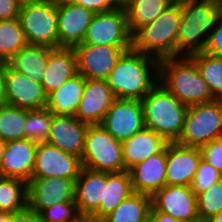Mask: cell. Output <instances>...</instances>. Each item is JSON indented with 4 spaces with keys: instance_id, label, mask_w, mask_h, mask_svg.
<instances>
[{
    "instance_id": "cell-32",
    "label": "cell",
    "mask_w": 222,
    "mask_h": 222,
    "mask_svg": "<svg viewBox=\"0 0 222 222\" xmlns=\"http://www.w3.org/2000/svg\"><path fill=\"white\" fill-rule=\"evenodd\" d=\"M189 57L196 63L212 96L216 100H222V58L205 52L196 53Z\"/></svg>"
},
{
    "instance_id": "cell-1",
    "label": "cell",
    "mask_w": 222,
    "mask_h": 222,
    "mask_svg": "<svg viewBox=\"0 0 222 222\" xmlns=\"http://www.w3.org/2000/svg\"><path fill=\"white\" fill-rule=\"evenodd\" d=\"M106 81L117 99L141 101L159 82V60L131 48L120 57Z\"/></svg>"
},
{
    "instance_id": "cell-12",
    "label": "cell",
    "mask_w": 222,
    "mask_h": 222,
    "mask_svg": "<svg viewBox=\"0 0 222 222\" xmlns=\"http://www.w3.org/2000/svg\"><path fill=\"white\" fill-rule=\"evenodd\" d=\"M76 179L61 177L31 178L28 182L27 206L40 213L60 202H75Z\"/></svg>"
},
{
    "instance_id": "cell-37",
    "label": "cell",
    "mask_w": 222,
    "mask_h": 222,
    "mask_svg": "<svg viewBox=\"0 0 222 222\" xmlns=\"http://www.w3.org/2000/svg\"><path fill=\"white\" fill-rule=\"evenodd\" d=\"M222 179V174L210 163L201 158L196 174L191 183V189L196 196Z\"/></svg>"
},
{
    "instance_id": "cell-7",
    "label": "cell",
    "mask_w": 222,
    "mask_h": 222,
    "mask_svg": "<svg viewBox=\"0 0 222 222\" xmlns=\"http://www.w3.org/2000/svg\"><path fill=\"white\" fill-rule=\"evenodd\" d=\"M222 137V100L188 106L184 129L178 144L201 148Z\"/></svg>"
},
{
    "instance_id": "cell-25",
    "label": "cell",
    "mask_w": 222,
    "mask_h": 222,
    "mask_svg": "<svg viewBox=\"0 0 222 222\" xmlns=\"http://www.w3.org/2000/svg\"><path fill=\"white\" fill-rule=\"evenodd\" d=\"M132 193L134 191L128 170L104 172V200L101 201L99 208L90 217L101 222Z\"/></svg>"
},
{
    "instance_id": "cell-14",
    "label": "cell",
    "mask_w": 222,
    "mask_h": 222,
    "mask_svg": "<svg viewBox=\"0 0 222 222\" xmlns=\"http://www.w3.org/2000/svg\"><path fill=\"white\" fill-rule=\"evenodd\" d=\"M152 206L182 222H200L197 196L191 186L165 185L152 196Z\"/></svg>"
},
{
    "instance_id": "cell-46",
    "label": "cell",
    "mask_w": 222,
    "mask_h": 222,
    "mask_svg": "<svg viewBox=\"0 0 222 222\" xmlns=\"http://www.w3.org/2000/svg\"><path fill=\"white\" fill-rule=\"evenodd\" d=\"M10 221V213L0 211V222H9Z\"/></svg>"
},
{
    "instance_id": "cell-29",
    "label": "cell",
    "mask_w": 222,
    "mask_h": 222,
    "mask_svg": "<svg viewBox=\"0 0 222 222\" xmlns=\"http://www.w3.org/2000/svg\"><path fill=\"white\" fill-rule=\"evenodd\" d=\"M152 208V196L132 193L101 222H149Z\"/></svg>"
},
{
    "instance_id": "cell-21",
    "label": "cell",
    "mask_w": 222,
    "mask_h": 222,
    "mask_svg": "<svg viewBox=\"0 0 222 222\" xmlns=\"http://www.w3.org/2000/svg\"><path fill=\"white\" fill-rule=\"evenodd\" d=\"M133 191L153 196L166 185V148L129 170Z\"/></svg>"
},
{
    "instance_id": "cell-13",
    "label": "cell",
    "mask_w": 222,
    "mask_h": 222,
    "mask_svg": "<svg viewBox=\"0 0 222 222\" xmlns=\"http://www.w3.org/2000/svg\"><path fill=\"white\" fill-rule=\"evenodd\" d=\"M82 169L81 158L45 142L36 151L32 178L61 177L77 179Z\"/></svg>"
},
{
    "instance_id": "cell-31",
    "label": "cell",
    "mask_w": 222,
    "mask_h": 222,
    "mask_svg": "<svg viewBox=\"0 0 222 222\" xmlns=\"http://www.w3.org/2000/svg\"><path fill=\"white\" fill-rule=\"evenodd\" d=\"M27 44L18 18L0 21V62L8 63Z\"/></svg>"
},
{
    "instance_id": "cell-48",
    "label": "cell",
    "mask_w": 222,
    "mask_h": 222,
    "mask_svg": "<svg viewBox=\"0 0 222 222\" xmlns=\"http://www.w3.org/2000/svg\"><path fill=\"white\" fill-rule=\"evenodd\" d=\"M208 222H222V210L216 214L212 219H210Z\"/></svg>"
},
{
    "instance_id": "cell-47",
    "label": "cell",
    "mask_w": 222,
    "mask_h": 222,
    "mask_svg": "<svg viewBox=\"0 0 222 222\" xmlns=\"http://www.w3.org/2000/svg\"><path fill=\"white\" fill-rule=\"evenodd\" d=\"M6 143L7 142L0 137V164L2 162V157L4 154V149H5Z\"/></svg>"
},
{
    "instance_id": "cell-8",
    "label": "cell",
    "mask_w": 222,
    "mask_h": 222,
    "mask_svg": "<svg viewBox=\"0 0 222 222\" xmlns=\"http://www.w3.org/2000/svg\"><path fill=\"white\" fill-rule=\"evenodd\" d=\"M18 19L28 44L58 48L57 0L21 7Z\"/></svg>"
},
{
    "instance_id": "cell-6",
    "label": "cell",
    "mask_w": 222,
    "mask_h": 222,
    "mask_svg": "<svg viewBox=\"0 0 222 222\" xmlns=\"http://www.w3.org/2000/svg\"><path fill=\"white\" fill-rule=\"evenodd\" d=\"M82 167L102 172L125 171L122 142L115 139L102 125H89L85 134Z\"/></svg>"
},
{
    "instance_id": "cell-44",
    "label": "cell",
    "mask_w": 222,
    "mask_h": 222,
    "mask_svg": "<svg viewBox=\"0 0 222 222\" xmlns=\"http://www.w3.org/2000/svg\"><path fill=\"white\" fill-rule=\"evenodd\" d=\"M149 222H182L175 219L173 216L158 212L153 206L149 215Z\"/></svg>"
},
{
    "instance_id": "cell-33",
    "label": "cell",
    "mask_w": 222,
    "mask_h": 222,
    "mask_svg": "<svg viewBox=\"0 0 222 222\" xmlns=\"http://www.w3.org/2000/svg\"><path fill=\"white\" fill-rule=\"evenodd\" d=\"M27 109L10 104L0 106V137L6 142L26 139Z\"/></svg>"
},
{
    "instance_id": "cell-39",
    "label": "cell",
    "mask_w": 222,
    "mask_h": 222,
    "mask_svg": "<svg viewBox=\"0 0 222 222\" xmlns=\"http://www.w3.org/2000/svg\"><path fill=\"white\" fill-rule=\"evenodd\" d=\"M203 52L222 58V15L211 31Z\"/></svg>"
},
{
    "instance_id": "cell-41",
    "label": "cell",
    "mask_w": 222,
    "mask_h": 222,
    "mask_svg": "<svg viewBox=\"0 0 222 222\" xmlns=\"http://www.w3.org/2000/svg\"><path fill=\"white\" fill-rule=\"evenodd\" d=\"M20 9L16 0H0V21L18 18Z\"/></svg>"
},
{
    "instance_id": "cell-30",
    "label": "cell",
    "mask_w": 222,
    "mask_h": 222,
    "mask_svg": "<svg viewBox=\"0 0 222 222\" xmlns=\"http://www.w3.org/2000/svg\"><path fill=\"white\" fill-rule=\"evenodd\" d=\"M28 183L19 178L0 176V211L15 213L27 207Z\"/></svg>"
},
{
    "instance_id": "cell-2",
    "label": "cell",
    "mask_w": 222,
    "mask_h": 222,
    "mask_svg": "<svg viewBox=\"0 0 222 222\" xmlns=\"http://www.w3.org/2000/svg\"><path fill=\"white\" fill-rule=\"evenodd\" d=\"M182 18L177 38V57L203 52L211 31L222 15V0H179Z\"/></svg>"
},
{
    "instance_id": "cell-11",
    "label": "cell",
    "mask_w": 222,
    "mask_h": 222,
    "mask_svg": "<svg viewBox=\"0 0 222 222\" xmlns=\"http://www.w3.org/2000/svg\"><path fill=\"white\" fill-rule=\"evenodd\" d=\"M100 125L120 142L130 139L145 128L142 102L116 99Z\"/></svg>"
},
{
    "instance_id": "cell-3",
    "label": "cell",
    "mask_w": 222,
    "mask_h": 222,
    "mask_svg": "<svg viewBox=\"0 0 222 222\" xmlns=\"http://www.w3.org/2000/svg\"><path fill=\"white\" fill-rule=\"evenodd\" d=\"M159 82L186 106L206 104L216 100L196 63L188 56L160 60Z\"/></svg>"
},
{
    "instance_id": "cell-42",
    "label": "cell",
    "mask_w": 222,
    "mask_h": 222,
    "mask_svg": "<svg viewBox=\"0 0 222 222\" xmlns=\"http://www.w3.org/2000/svg\"><path fill=\"white\" fill-rule=\"evenodd\" d=\"M9 222H43L39 213L32 211L28 206L18 212L10 213Z\"/></svg>"
},
{
    "instance_id": "cell-15",
    "label": "cell",
    "mask_w": 222,
    "mask_h": 222,
    "mask_svg": "<svg viewBox=\"0 0 222 222\" xmlns=\"http://www.w3.org/2000/svg\"><path fill=\"white\" fill-rule=\"evenodd\" d=\"M58 48L83 43L94 13L70 0H57Z\"/></svg>"
},
{
    "instance_id": "cell-50",
    "label": "cell",
    "mask_w": 222,
    "mask_h": 222,
    "mask_svg": "<svg viewBox=\"0 0 222 222\" xmlns=\"http://www.w3.org/2000/svg\"><path fill=\"white\" fill-rule=\"evenodd\" d=\"M121 6L126 5L130 0H117Z\"/></svg>"
},
{
    "instance_id": "cell-4",
    "label": "cell",
    "mask_w": 222,
    "mask_h": 222,
    "mask_svg": "<svg viewBox=\"0 0 222 222\" xmlns=\"http://www.w3.org/2000/svg\"><path fill=\"white\" fill-rule=\"evenodd\" d=\"M182 18V5L176 0L153 22L132 35V48L159 61L177 57V38Z\"/></svg>"
},
{
    "instance_id": "cell-22",
    "label": "cell",
    "mask_w": 222,
    "mask_h": 222,
    "mask_svg": "<svg viewBox=\"0 0 222 222\" xmlns=\"http://www.w3.org/2000/svg\"><path fill=\"white\" fill-rule=\"evenodd\" d=\"M76 74L77 58L73 47L49 48L47 68L41 82L47 95Z\"/></svg>"
},
{
    "instance_id": "cell-43",
    "label": "cell",
    "mask_w": 222,
    "mask_h": 222,
    "mask_svg": "<svg viewBox=\"0 0 222 222\" xmlns=\"http://www.w3.org/2000/svg\"><path fill=\"white\" fill-rule=\"evenodd\" d=\"M7 104L6 62H0V106Z\"/></svg>"
},
{
    "instance_id": "cell-17",
    "label": "cell",
    "mask_w": 222,
    "mask_h": 222,
    "mask_svg": "<svg viewBox=\"0 0 222 222\" xmlns=\"http://www.w3.org/2000/svg\"><path fill=\"white\" fill-rule=\"evenodd\" d=\"M7 104L27 110L46 108L47 94L40 82L6 63Z\"/></svg>"
},
{
    "instance_id": "cell-35",
    "label": "cell",
    "mask_w": 222,
    "mask_h": 222,
    "mask_svg": "<svg viewBox=\"0 0 222 222\" xmlns=\"http://www.w3.org/2000/svg\"><path fill=\"white\" fill-rule=\"evenodd\" d=\"M222 210V179L197 195V212L200 222H208Z\"/></svg>"
},
{
    "instance_id": "cell-24",
    "label": "cell",
    "mask_w": 222,
    "mask_h": 222,
    "mask_svg": "<svg viewBox=\"0 0 222 222\" xmlns=\"http://www.w3.org/2000/svg\"><path fill=\"white\" fill-rule=\"evenodd\" d=\"M168 141L146 127L134 134L130 139L122 142V158L125 170L149 158L151 155L163 151Z\"/></svg>"
},
{
    "instance_id": "cell-16",
    "label": "cell",
    "mask_w": 222,
    "mask_h": 222,
    "mask_svg": "<svg viewBox=\"0 0 222 222\" xmlns=\"http://www.w3.org/2000/svg\"><path fill=\"white\" fill-rule=\"evenodd\" d=\"M201 158L200 148L169 142L166 146V185L191 186Z\"/></svg>"
},
{
    "instance_id": "cell-19",
    "label": "cell",
    "mask_w": 222,
    "mask_h": 222,
    "mask_svg": "<svg viewBox=\"0 0 222 222\" xmlns=\"http://www.w3.org/2000/svg\"><path fill=\"white\" fill-rule=\"evenodd\" d=\"M38 143L31 139L12 140L6 143L0 176L19 178L27 183L31 180Z\"/></svg>"
},
{
    "instance_id": "cell-38",
    "label": "cell",
    "mask_w": 222,
    "mask_h": 222,
    "mask_svg": "<svg viewBox=\"0 0 222 222\" xmlns=\"http://www.w3.org/2000/svg\"><path fill=\"white\" fill-rule=\"evenodd\" d=\"M200 150L202 158L222 174V137L203 145Z\"/></svg>"
},
{
    "instance_id": "cell-28",
    "label": "cell",
    "mask_w": 222,
    "mask_h": 222,
    "mask_svg": "<svg viewBox=\"0 0 222 222\" xmlns=\"http://www.w3.org/2000/svg\"><path fill=\"white\" fill-rule=\"evenodd\" d=\"M176 0H130L124 8L129 32L133 35L139 28L156 20Z\"/></svg>"
},
{
    "instance_id": "cell-40",
    "label": "cell",
    "mask_w": 222,
    "mask_h": 222,
    "mask_svg": "<svg viewBox=\"0 0 222 222\" xmlns=\"http://www.w3.org/2000/svg\"><path fill=\"white\" fill-rule=\"evenodd\" d=\"M72 3L81 5L93 13L113 10L121 7L117 0H70Z\"/></svg>"
},
{
    "instance_id": "cell-36",
    "label": "cell",
    "mask_w": 222,
    "mask_h": 222,
    "mask_svg": "<svg viewBox=\"0 0 222 222\" xmlns=\"http://www.w3.org/2000/svg\"><path fill=\"white\" fill-rule=\"evenodd\" d=\"M43 222H76L79 215L75 202H60L39 213Z\"/></svg>"
},
{
    "instance_id": "cell-9",
    "label": "cell",
    "mask_w": 222,
    "mask_h": 222,
    "mask_svg": "<svg viewBox=\"0 0 222 222\" xmlns=\"http://www.w3.org/2000/svg\"><path fill=\"white\" fill-rule=\"evenodd\" d=\"M83 43L97 46H132V35L128 29L124 6L94 13Z\"/></svg>"
},
{
    "instance_id": "cell-27",
    "label": "cell",
    "mask_w": 222,
    "mask_h": 222,
    "mask_svg": "<svg viewBox=\"0 0 222 222\" xmlns=\"http://www.w3.org/2000/svg\"><path fill=\"white\" fill-rule=\"evenodd\" d=\"M49 59V47L27 44L8 64L34 81L42 82Z\"/></svg>"
},
{
    "instance_id": "cell-10",
    "label": "cell",
    "mask_w": 222,
    "mask_h": 222,
    "mask_svg": "<svg viewBox=\"0 0 222 222\" xmlns=\"http://www.w3.org/2000/svg\"><path fill=\"white\" fill-rule=\"evenodd\" d=\"M132 46H97L80 43L73 47L77 73L85 79L107 80L120 57Z\"/></svg>"
},
{
    "instance_id": "cell-18",
    "label": "cell",
    "mask_w": 222,
    "mask_h": 222,
    "mask_svg": "<svg viewBox=\"0 0 222 222\" xmlns=\"http://www.w3.org/2000/svg\"><path fill=\"white\" fill-rule=\"evenodd\" d=\"M116 99L106 80L86 79L75 117L89 125L101 124Z\"/></svg>"
},
{
    "instance_id": "cell-26",
    "label": "cell",
    "mask_w": 222,
    "mask_h": 222,
    "mask_svg": "<svg viewBox=\"0 0 222 222\" xmlns=\"http://www.w3.org/2000/svg\"><path fill=\"white\" fill-rule=\"evenodd\" d=\"M86 79L76 74L68 79L59 89L47 95L46 108L53 115L75 116L84 93Z\"/></svg>"
},
{
    "instance_id": "cell-5",
    "label": "cell",
    "mask_w": 222,
    "mask_h": 222,
    "mask_svg": "<svg viewBox=\"0 0 222 222\" xmlns=\"http://www.w3.org/2000/svg\"><path fill=\"white\" fill-rule=\"evenodd\" d=\"M144 122L168 142H177L182 135L188 106L182 104L160 82L141 100Z\"/></svg>"
},
{
    "instance_id": "cell-20",
    "label": "cell",
    "mask_w": 222,
    "mask_h": 222,
    "mask_svg": "<svg viewBox=\"0 0 222 222\" xmlns=\"http://www.w3.org/2000/svg\"><path fill=\"white\" fill-rule=\"evenodd\" d=\"M88 126L75 116L53 115L47 143L81 158Z\"/></svg>"
},
{
    "instance_id": "cell-49",
    "label": "cell",
    "mask_w": 222,
    "mask_h": 222,
    "mask_svg": "<svg viewBox=\"0 0 222 222\" xmlns=\"http://www.w3.org/2000/svg\"><path fill=\"white\" fill-rule=\"evenodd\" d=\"M76 222H99L91 217H80Z\"/></svg>"
},
{
    "instance_id": "cell-23",
    "label": "cell",
    "mask_w": 222,
    "mask_h": 222,
    "mask_svg": "<svg viewBox=\"0 0 222 222\" xmlns=\"http://www.w3.org/2000/svg\"><path fill=\"white\" fill-rule=\"evenodd\" d=\"M104 200V172L82 167L76 179L75 204L81 217H90Z\"/></svg>"
},
{
    "instance_id": "cell-34",
    "label": "cell",
    "mask_w": 222,
    "mask_h": 222,
    "mask_svg": "<svg viewBox=\"0 0 222 222\" xmlns=\"http://www.w3.org/2000/svg\"><path fill=\"white\" fill-rule=\"evenodd\" d=\"M53 114L47 109L27 110L25 125L26 139L45 143L49 139Z\"/></svg>"
},
{
    "instance_id": "cell-45",
    "label": "cell",
    "mask_w": 222,
    "mask_h": 222,
    "mask_svg": "<svg viewBox=\"0 0 222 222\" xmlns=\"http://www.w3.org/2000/svg\"><path fill=\"white\" fill-rule=\"evenodd\" d=\"M18 5L20 7H24V6H27V5H32V4H36V3H39L43 0H16Z\"/></svg>"
}]
</instances>
